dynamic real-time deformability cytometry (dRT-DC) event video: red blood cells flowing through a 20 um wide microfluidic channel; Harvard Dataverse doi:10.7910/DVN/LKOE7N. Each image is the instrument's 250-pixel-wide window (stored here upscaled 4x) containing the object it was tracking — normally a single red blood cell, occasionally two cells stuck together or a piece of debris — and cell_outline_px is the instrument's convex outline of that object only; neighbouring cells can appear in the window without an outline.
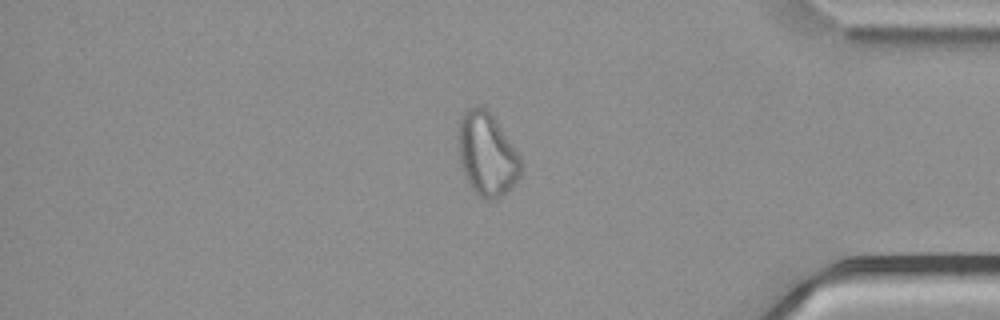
{"species": "common noctule bat (a hibernating species)", "species_latin": "Nyctalus noctula", "temperature_condition": "cold", "stored_images_in_passage": 55, "camera_frame_rate_fps": 3000, "um_per_image_px": 0.085, "animal": {"sex": "male", "body_mass_g": 21.5, "forearm_length_mm": 52.0}, "frame": {"image": 1, "passage_image": 47, "time_ms": 15.333, "image_size_px": [1000, 320], "cell_outline_px": [[520, 176], [512, 188], [508, 192], [496, 200], [484, 200], [468, 184], [464, 176], [460, 160], [456, 136], [460, 120], [464, 112], [468, 108], [488, 108], [520, 156]], "centroid_in_image_um": [41.37, 13.14], "position_along_channel_um": 393.8, "area_um2": 30.52}}